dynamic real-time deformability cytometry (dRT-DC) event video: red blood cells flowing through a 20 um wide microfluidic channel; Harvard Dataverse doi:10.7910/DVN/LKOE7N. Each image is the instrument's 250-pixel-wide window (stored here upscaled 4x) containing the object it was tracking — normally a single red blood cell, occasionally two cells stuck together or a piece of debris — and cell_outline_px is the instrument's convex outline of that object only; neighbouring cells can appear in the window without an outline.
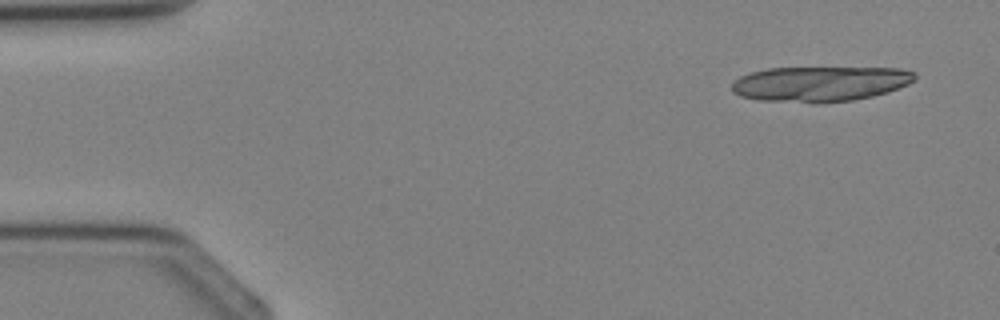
{"species": "Egyptian fruit bat (a non-hibernating species)", "species_latin": "Rousettus aegyptiacus", "temperature_condition": "cold", "stored_images_in_passage": 4, "camera_frame_rate_fps": 3000, "um_per_image_px": 0.085, "animal": {"sex": "female"}, "frame": {"image": 1, "passage_image": 1, "time_ms": 0.0, "image_size_px": [1000, 320], "cell_outline_px": [[916, 76], [908, 84], [888, 92], [872, 96], [852, 100], [820, 104], [812, 104], [756, 100], [740, 96], [732, 92], [732, 84], [740, 76], [752, 72], [768, 68], [900, 68], [916, 72]], "centroid_in_image_um": [69.68, 7.14], "position_along_channel_um": 15.3, "area_um2": 37.92}}